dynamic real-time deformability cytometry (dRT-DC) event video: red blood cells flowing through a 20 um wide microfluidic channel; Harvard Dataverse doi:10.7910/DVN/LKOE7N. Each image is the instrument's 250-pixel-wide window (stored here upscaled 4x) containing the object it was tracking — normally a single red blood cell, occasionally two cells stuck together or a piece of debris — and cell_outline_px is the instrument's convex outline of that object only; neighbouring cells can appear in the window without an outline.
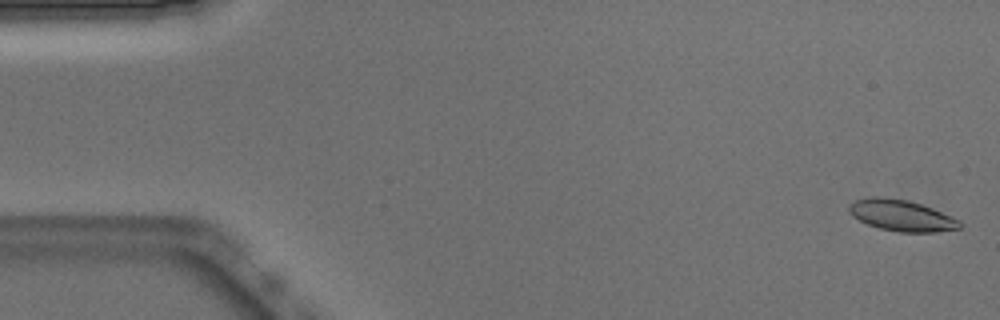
{"species": "Egyptian fruit bat (a non-hibernating species)", "species_latin": "Rousettus aegyptiacus", "temperature_condition": "warm", "stored_images_in_passage": 51, "camera_frame_rate_fps": 3000, "um_per_image_px": 0.085, "animal": {"sex": "male"}, "frame": {"image": 1, "passage_image": 1, "time_ms": 0.0, "image_size_px": [1000, 320], "cell_outline_px": [[960, 228], [936, 232], [900, 232], [880, 228], [868, 224], [852, 216], [848, 212], [848, 204], [856, 200], [868, 196], [884, 196], [908, 200], [932, 208], [952, 216], [960, 220]], "centroid_in_image_um": [76.59, 18.3], "position_along_channel_um": 8.4, "area_um2": 20.23}}
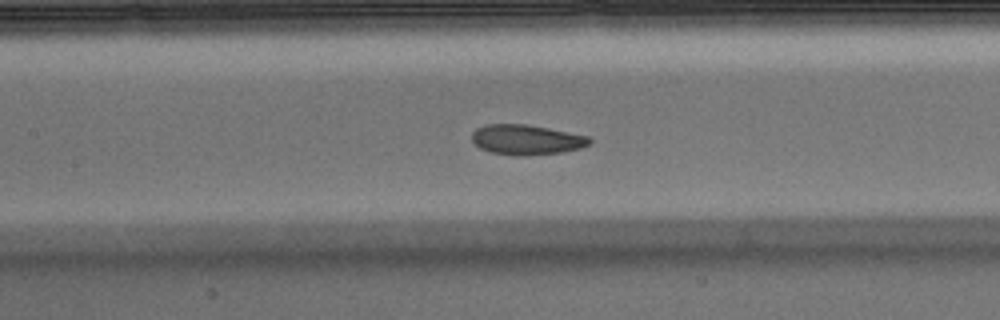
{"frame": {"image": 2, "passage_image": 23, "time_ms": 7.333, "image_size_px": [1000, 320], "cell_outline_px": [[592, 144], [580, 148], [560, 152], [524, 156], [516, 156], [492, 152], [480, 148], [472, 140], [472, 132], [476, 128], [484, 124], [528, 124], [592, 136]], "centroid_in_image_um": [44.79, 11.86], "position_along_channel_um": 162.6, "area_um2": 20.87}}
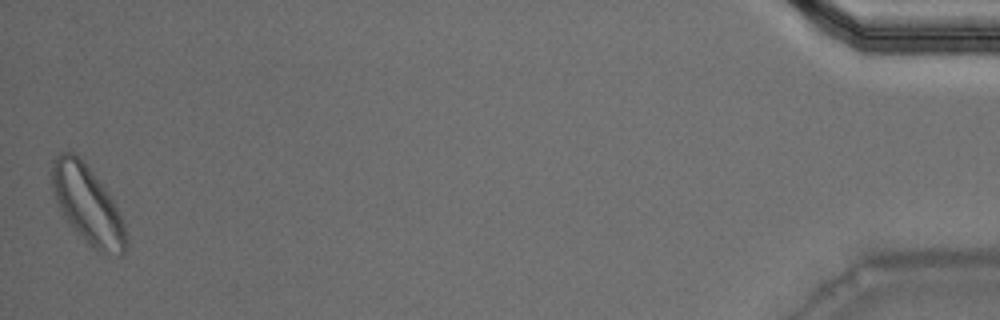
{"frame": {"image": 3, "passage_image": 51, "time_ms": 16.667, "image_size_px": [1000, 320], "cell_outline_px": [[128, 244], [124, 252], [120, 256], [100, 252], [88, 244], [84, 240], [68, 220], [60, 208], [56, 200], [52, 188], [52, 160], [60, 152], [72, 152], [92, 172], [108, 192], [124, 224], [128, 240]], "centroid_in_image_um": [7.46, 17.43], "position_along_channel_um": 427.7, "area_um2": 32.77}, "authors_computed_cell_mechanics": {"area_um2": 20.6924, "velocity_mm_per_s": 3.8636, "shape_relaxation_time_tau1_ms": 2.088, "shape_relaxation_time_tau2_ms": 2.0928, "deformation_change_tau1": 0.122, "deformation_change_tau2": 0.0911}}